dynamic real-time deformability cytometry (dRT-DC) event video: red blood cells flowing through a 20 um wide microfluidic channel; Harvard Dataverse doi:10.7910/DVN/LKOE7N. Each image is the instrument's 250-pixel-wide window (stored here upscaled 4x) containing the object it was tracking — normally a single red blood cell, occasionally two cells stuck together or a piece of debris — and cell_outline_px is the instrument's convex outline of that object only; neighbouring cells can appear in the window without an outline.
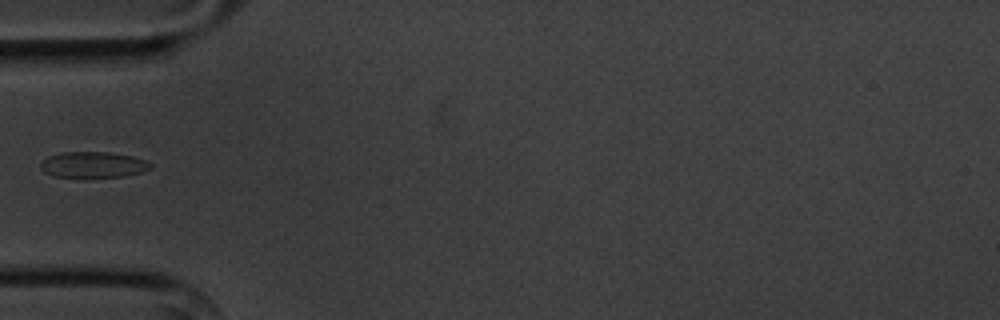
{"species": "common noctule bat (a hibernating species)", "species_latin": "Nyctalus noctula", "temperature_condition": "cold", "stored_images_in_passage": 1, "camera_frame_rate_fps": 3000, "um_per_image_px": 0.085, "animal": {"sex": "male", "body_mass_g": 20.1, "forearm_length_mm": 53.5}, "frame": {"image": 1, "passage_image": 1, "time_ms": 0.0, "image_size_px": [1000, 320], "cell_outline_px": [[152, 168], [140, 172], [124, 176], [84, 180], [80, 180], [52, 176], [44, 172], [40, 168], [40, 164], [48, 156], [60, 152], [108, 152], [132, 156], [144, 160], [152, 164]], "centroid_in_image_um": [7.86, 14.05], "position_along_channel_um": 77.1, "area_um2": 17.4}}